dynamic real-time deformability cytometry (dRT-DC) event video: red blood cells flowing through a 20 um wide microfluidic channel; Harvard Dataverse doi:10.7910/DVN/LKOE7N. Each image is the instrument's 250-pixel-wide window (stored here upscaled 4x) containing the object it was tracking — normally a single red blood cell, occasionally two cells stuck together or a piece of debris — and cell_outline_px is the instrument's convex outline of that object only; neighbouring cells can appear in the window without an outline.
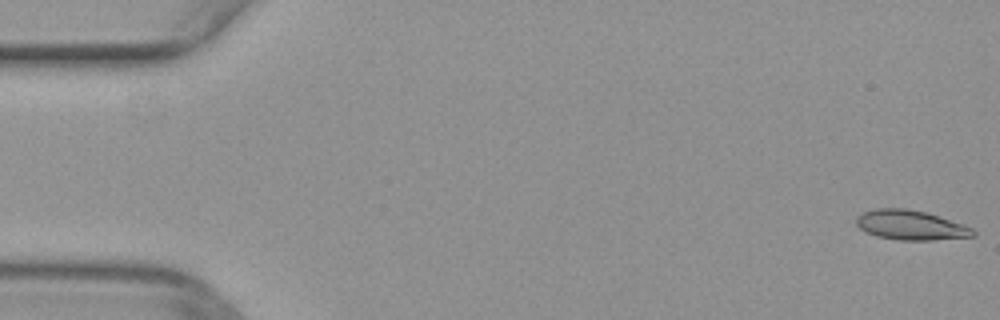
{"species": "common noctule bat (a hibernating species)", "species_latin": "Nyctalus noctula", "temperature_condition": "warm", "stored_images_in_passage": 12, "camera_frame_rate_fps": 3000, "um_per_image_px": 0.085, "animal": {"sex": "female", "body_mass_g": 29.2, "forearm_length_mm": 56.3}, "frame": {"image": 1, "passage_image": 1, "time_ms": 0.0, "image_size_px": [1000, 320], "cell_outline_px": [[976, 236], [932, 240], [896, 240], [876, 236], [864, 232], [856, 224], [856, 216], [864, 212], [876, 208], [908, 208], [928, 212], [964, 224], [972, 228], [976, 232]], "centroid_in_image_um": [77.41, 19.13], "position_along_channel_um": 7.6, "area_um2": 20.52}}